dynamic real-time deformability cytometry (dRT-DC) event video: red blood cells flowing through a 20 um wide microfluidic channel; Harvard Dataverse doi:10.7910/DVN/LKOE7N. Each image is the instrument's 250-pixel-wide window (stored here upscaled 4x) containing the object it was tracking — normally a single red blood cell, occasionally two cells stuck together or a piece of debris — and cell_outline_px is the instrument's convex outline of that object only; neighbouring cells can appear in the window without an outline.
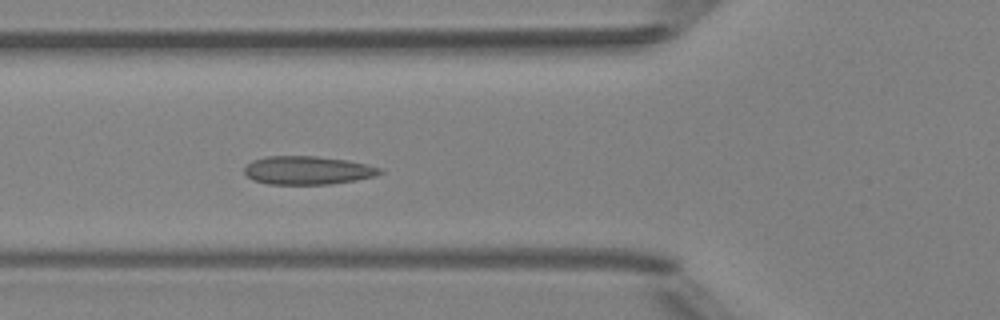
{"species": "Egyptian fruit bat (a non-hibernating species)", "species_latin": "Rousettus aegyptiacus", "temperature_condition": "room temperature", "stored_images_in_passage": 5, "camera_frame_rate_fps": 3000, "um_per_image_px": 0.085, "animal": {"sex": "female"}, "frame": {"image": 1, "passage_image": 5, "time_ms": 5.333, "image_size_px": [1000, 320], "cell_outline_px": [[384, 172], [376, 176], [356, 180], [328, 184], [268, 184], [252, 180], [244, 172], [244, 168], [252, 160], [264, 156], [316, 156], [348, 160], [384, 168]], "centroid_in_image_um": [26.17, 14.47], "position_along_channel_um": 99.6, "area_um2": 22.6}}